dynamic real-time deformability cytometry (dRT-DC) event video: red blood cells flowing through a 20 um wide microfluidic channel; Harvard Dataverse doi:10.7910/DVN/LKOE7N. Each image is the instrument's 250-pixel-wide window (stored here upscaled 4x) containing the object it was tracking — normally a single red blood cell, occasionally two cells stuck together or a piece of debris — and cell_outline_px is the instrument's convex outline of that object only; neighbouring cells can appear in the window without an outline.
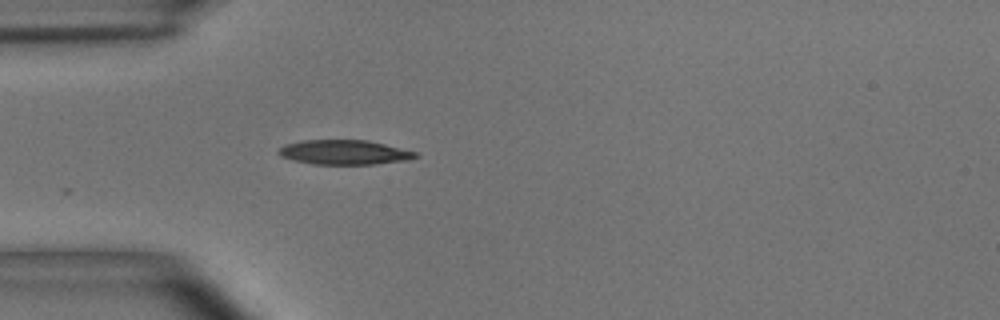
{"species": "common noctule bat (a hibernating species)", "species_latin": "Nyctalus noctula", "temperature_condition": "room temperature", "stored_images_in_passage": 3, "camera_frame_rate_fps": 3000, "um_per_image_px": 0.085, "animal": {"sex": "male", "body_mass_g": 15.6}, "frame": {"image": 1, "passage_image": 1, "time_ms": 0.0, "image_size_px": [1000, 320], "cell_outline_px": [[420, 156], [408, 160], [376, 164], [312, 164], [292, 160], [280, 156], [276, 152], [284, 144], [300, 140], [368, 140], [420, 152]], "centroid_in_image_um": [29.29, 12.94], "position_along_channel_um": 55.7, "area_um2": 19.94}}